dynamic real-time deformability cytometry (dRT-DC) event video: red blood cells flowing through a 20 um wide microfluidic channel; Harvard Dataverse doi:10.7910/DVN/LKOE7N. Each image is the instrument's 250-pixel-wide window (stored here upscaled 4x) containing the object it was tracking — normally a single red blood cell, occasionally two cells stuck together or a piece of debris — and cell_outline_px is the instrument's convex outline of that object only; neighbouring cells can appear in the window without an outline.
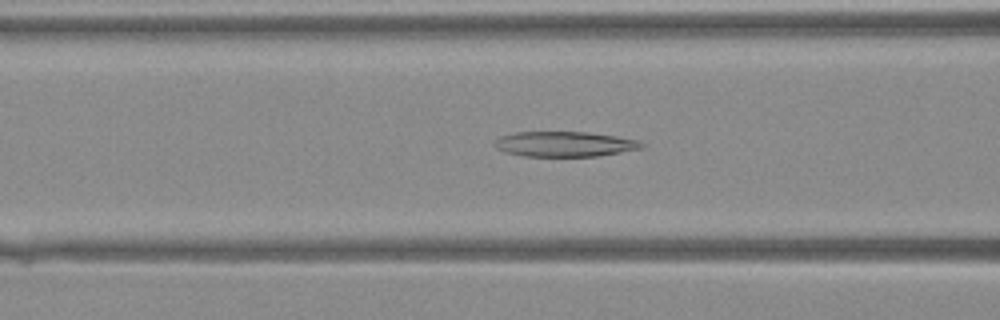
{"species": "Egyptian fruit bat (a non-hibernating species)", "species_latin": "Rousettus aegyptiacus", "temperature_condition": "warm", "stored_images_in_passage": 38, "camera_frame_rate_fps": 3000, "um_per_image_px": 0.085, "animal": {"sex": "female"}, "frame": {"image": 1, "passage_image": 14, "time_ms": 4.333, "image_size_px": [1000, 320], "cell_outline_px": [[644, 148], [596, 156], [524, 156], [504, 152], [496, 148], [492, 144], [500, 136], [516, 132], [588, 132], [616, 136], [636, 140], [644, 144]], "centroid_in_image_um": [47.96, 12.24], "position_along_channel_um": 118.6, "area_um2": 21.5}}
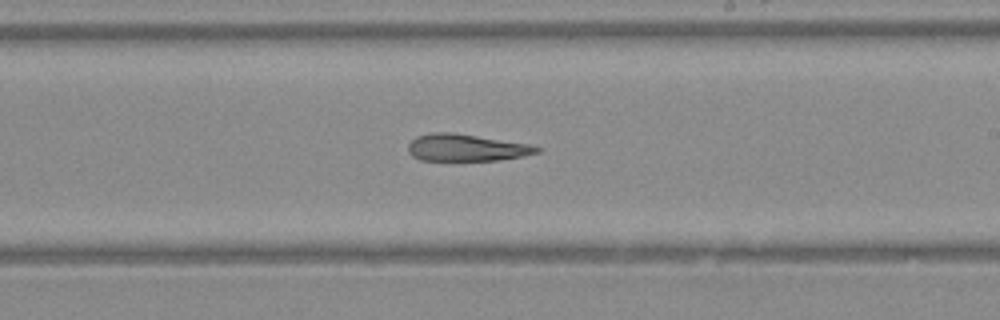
{"frame": {"image": 2, "passage_image": 22, "time_ms": 7.0, "image_size_px": [1000, 320], "cell_outline_px": [[540, 152], [500, 160], [420, 160], [412, 156], [408, 152], [408, 144], [416, 136], [432, 132], [452, 132], [528, 144], [540, 148]], "centroid_in_image_um": [39.57, 12.55], "position_along_channel_um": 249.4, "area_um2": 20.06}}
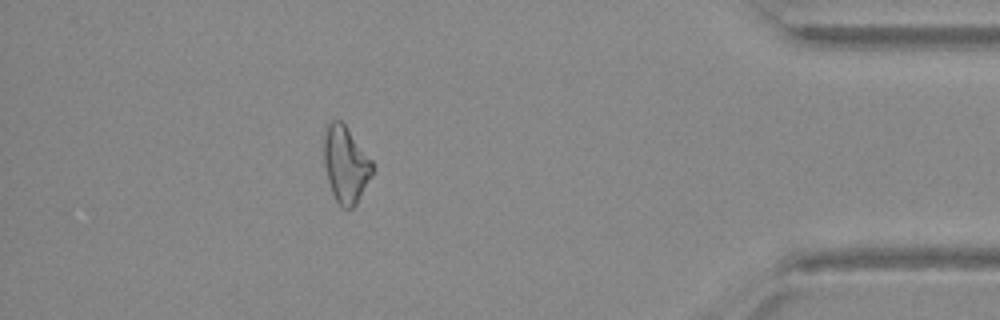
{"frame": {"image": 3, "passage_image": 34, "time_ms": 11.0, "image_size_px": [1000, 320], "cell_outline_px": [[372, 172], [356, 204], [352, 208], [340, 208], [332, 192], [328, 180], [324, 164], [324, 136], [328, 124], [332, 120], [340, 120], [344, 124], [372, 160]], "centroid_in_image_um": [29.36, 13.98], "position_along_channel_um": 405.8, "area_um2": 21.15}}